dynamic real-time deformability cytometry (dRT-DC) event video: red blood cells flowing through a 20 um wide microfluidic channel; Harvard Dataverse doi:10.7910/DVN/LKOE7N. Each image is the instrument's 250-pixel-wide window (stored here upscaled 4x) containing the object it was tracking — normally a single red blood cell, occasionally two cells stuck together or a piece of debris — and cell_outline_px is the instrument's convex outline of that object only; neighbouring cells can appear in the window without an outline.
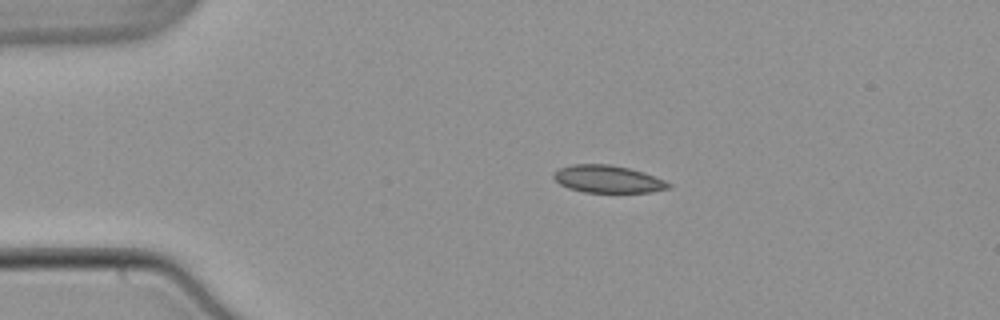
{"species": "common noctule bat (a hibernating species)", "species_latin": "Nyctalus noctula", "temperature_condition": "warm", "stored_images_in_passage": 43, "camera_frame_rate_fps": 3000, "um_per_image_px": 0.085, "animal": {"sex": "male", "body_mass_g": 21.5, "forearm_length_mm": 52.0}, "frame": {"image": 1, "passage_image": 1, "time_ms": 0.0, "image_size_px": [1000, 320], "cell_outline_px": [[672, 184], [668, 188], [648, 192], [584, 192], [568, 188], [560, 184], [552, 176], [552, 172], [560, 168], [572, 164], [612, 164], [644, 172], [664, 180]], "centroid_in_image_um": [51.63, 15.21], "position_along_channel_um": 33.4, "area_um2": 18.32}}
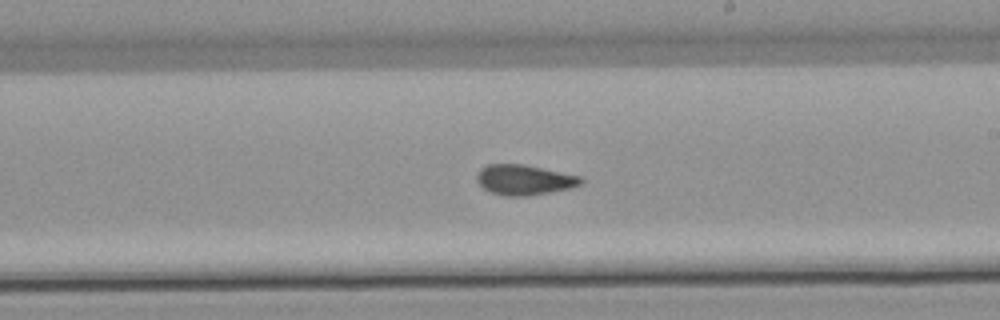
{"frame": {"image": 2, "passage_image": 21, "time_ms": 6.667, "image_size_px": [1000, 320], "cell_outline_px": [[584, 180], [580, 184], [568, 188], [528, 196], [504, 196], [492, 192], [484, 188], [476, 180], [476, 176], [480, 168], [488, 164], [524, 164], [580, 176]], "centroid_in_image_um": [44.53, 15.28], "position_along_channel_um": 244.5, "area_um2": 18.15}}
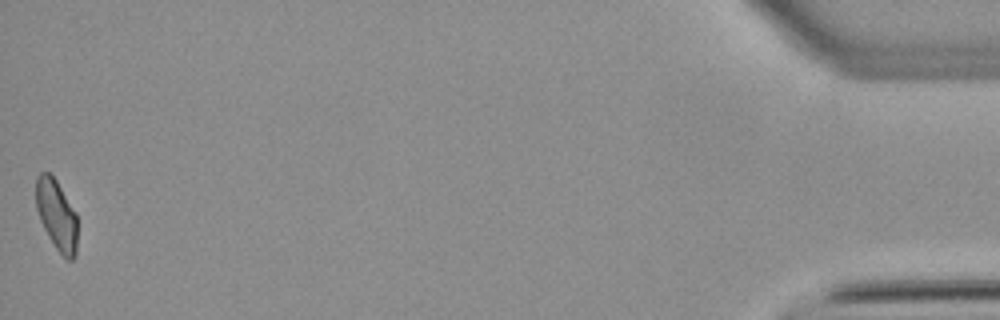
{"frame": {"image": 3, "passage_image": 43, "time_ms": 14.0, "image_size_px": [1000, 320], "cell_outline_px": [[76, 256], [72, 260], [68, 260], [56, 248], [48, 236], [40, 220], [36, 208], [36, 176], [40, 172], [48, 172], [56, 180], [76, 212]], "centroid_in_image_um": [4.8, 18.25], "position_along_channel_um": 430.4, "area_um2": 16.88}, "authors_computed_cell_mechanics": {"area_um2": 18.2648, "velocity_mm_per_s": 3.8759, "shape_relaxation_time_tau1_ms": null, "shape_relaxation_time_tau2_ms": 1.4001, "deformation_change_tau1": null, "deformation_change_tau2": 0.0613}}